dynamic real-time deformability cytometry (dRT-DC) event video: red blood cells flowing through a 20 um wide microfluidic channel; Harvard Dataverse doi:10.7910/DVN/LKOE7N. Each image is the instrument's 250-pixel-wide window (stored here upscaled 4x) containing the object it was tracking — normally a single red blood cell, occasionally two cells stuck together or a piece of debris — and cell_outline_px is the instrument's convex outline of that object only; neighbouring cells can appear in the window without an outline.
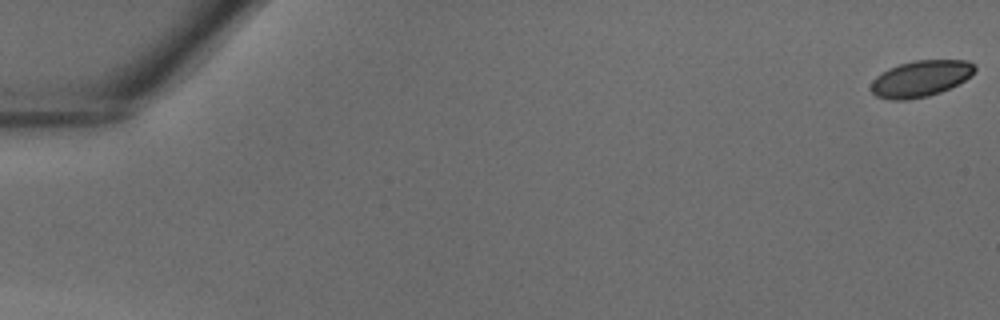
{"species": "common noctule bat (a hibernating species)", "species_latin": "Nyctalus noctula", "temperature_condition": "warm", "stored_images_in_passage": 42, "camera_frame_rate_fps": 3000, "um_per_image_px": 0.085, "animal": {"sex": "male", "body_mass_g": 18.8}, "frame": {"image": 1, "passage_image": 1, "time_ms": 0.0, "image_size_px": [1000, 320], "cell_outline_px": [[976, 68], [964, 80], [940, 92], [928, 96], [908, 100], [888, 100], [876, 96], [872, 92], [872, 80], [876, 76], [888, 68], [900, 64], [916, 60], [968, 60], [976, 64]], "centroid_in_image_um": [78.23, 6.68], "position_along_channel_um": 6.8, "area_um2": 21.79}}
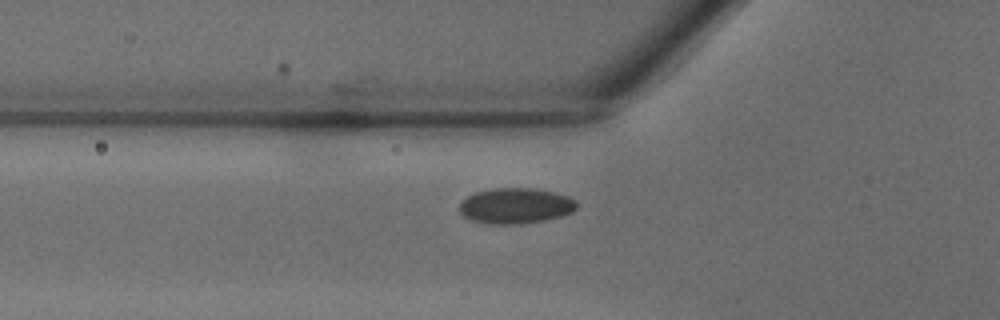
{"frame": {"image": 2, "passage_image": 16, "time_ms": 5.0, "image_size_px": [1000, 320], "cell_outline_px": [[576, 208], [572, 212], [560, 216], [544, 220], [524, 224], [492, 224], [472, 220], [464, 216], [460, 212], [460, 204], [468, 196], [476, 192], [496, 188], [532, 188], [556, 192], [568, 196], [576, 200]], "centroid_in_image_um": [43.85, 17.49], "position_along_channel_um": 81.9, "area_um2": 24.22}}
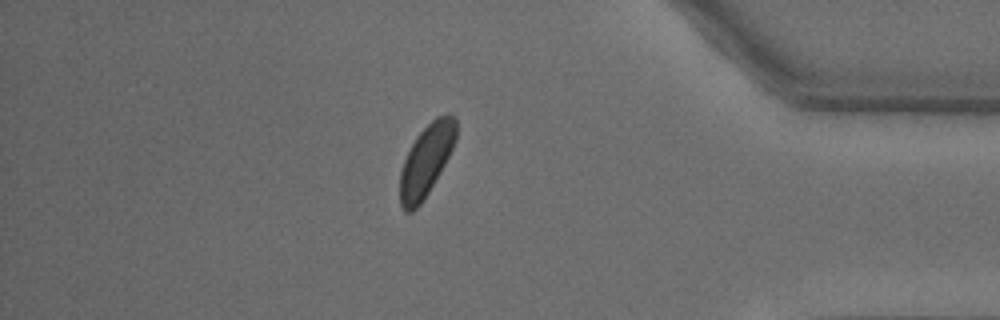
{"frame": {"image": 3, "passage_image": 37, "time_ms": 12.0, "image_size_px": [1000, 320], "cell_outline_px": [[456, 140], [444, 164], [428, 192], [420, 204], [412, 212], [404, 212], [400, 204], [400, 172], [404, 160], [416, 136], [436, 116], [452, 112], [456, 116]], "centroid_in_image_um": [36.23, 13.6], "position_along_channel_um": 399.0, "area_um2": 23.18}}